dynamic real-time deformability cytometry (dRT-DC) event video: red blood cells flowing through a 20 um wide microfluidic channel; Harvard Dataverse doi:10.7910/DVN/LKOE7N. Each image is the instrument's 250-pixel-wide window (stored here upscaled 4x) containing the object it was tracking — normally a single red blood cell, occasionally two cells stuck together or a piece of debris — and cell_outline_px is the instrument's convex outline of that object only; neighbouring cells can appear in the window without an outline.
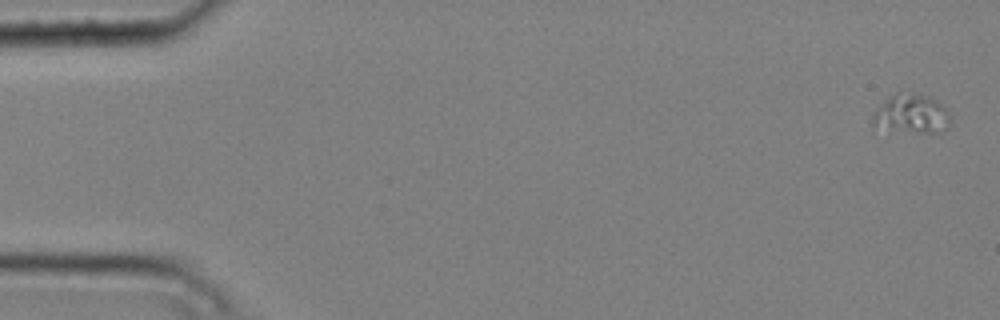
{"species": "common noctule bat (a hibernating species)", "species_latin": "Nyctalus noctula", "temperature_condition": "cold", "stored_images_in_passage": 5, "camera_frame_rate_fps": 3000, "um_per_image_px": 0.085, "animal": {"sex": "male", "body_mass_g": 20.4}, "frame": {"image": 1, "passage_image": 1, "time_ms": 0.0, "image_size_px": [1000, 320], "cell_outline_px": [[952, 116], [948, 128], [940, 132], [916, 132], [872, 128], [872, 116], [876, 108], [884, 100], [896, 92], [924, 96], [936, 100]], "centroid_in_image_um": [77.43, 9.71], "position_along_channel_um": 7.6, "area_um2": 17.69}}